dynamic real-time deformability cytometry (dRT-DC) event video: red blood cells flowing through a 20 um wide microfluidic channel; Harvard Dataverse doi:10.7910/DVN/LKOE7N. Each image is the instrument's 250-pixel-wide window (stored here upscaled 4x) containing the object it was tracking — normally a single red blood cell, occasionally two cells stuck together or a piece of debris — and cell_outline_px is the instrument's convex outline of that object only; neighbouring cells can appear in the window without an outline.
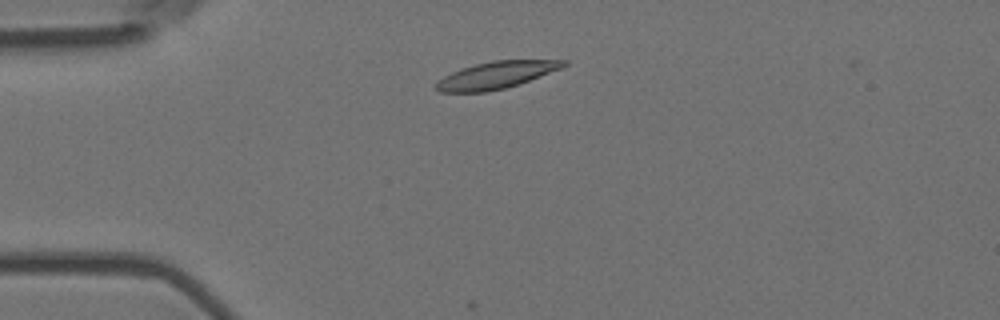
{"species": "Egyptian fruit bat (a non-hibernating species)", "species_latin": "Rousettus aegyptiacus", "temperature_condition": "room temperature", "stored_images_in_passage": 3, "camera_frame_rate_fps": 3000, "um_per_image_px": 0.085, "animal": {"sex": "female"}, "frame": {"image": 1, "passage_image": 2, "time_ms": 0.333, "image_size_px": [1000, 320], "cell_outline_px": [[568, 64], [560, 68], [520, 84], [504, 88], [484, 92], [440, 92], [436, 88], [436, 84], [444, 76], [460, 68], [492, 60], [568, 60]], "centroid_in_image_um": [42.18, 6.38], "position_along_channel_um": 42.8, "area_um2": 19.88}}